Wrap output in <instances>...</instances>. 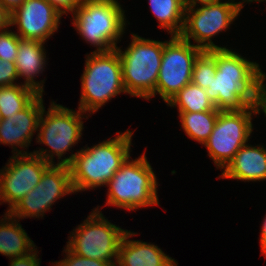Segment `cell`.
Instances as JSON below:
<instances>
[{"mask_svg": "<svg viewBox=\"0 0 266 266\" xmlns=\"http://www.w3.org/2000/svg\"><path fill=\"white\" fill-rule=\"evenodd\" d=\"M216 74L208 88V98L220 111L259 106L264 95L266 74L256 62L232 49H215Z\"/></svg>", "mask_w": 266, "mask_h": 266, "instance_id": "obj_1", "label": "cell"}, {"mask_svg": "<svg viewBox=\"0 0 266 266\" xmlns=\"http://www.w3.org/2000/svg\"><path fill=\"white\" fill-rule=\"evenodd\" d=\"M132 136L130 130L118 132L113 139L64 157L63 165L70 168L74 193L106 186L130 156Z\"/></svg>", "mask_w": 266, "mask_h": 266, "instance_id": "obj_2", "label": "cell"}, {"mask_svg": "<svg viewBox=\"0 0 266 266\" xmlns=\"http://www.w3.org/2000/svg\"><path fill=\"white\" fill-rule=\"evenodd\" d=\"M132 42L126 50L116 47L122 68V81L132 97L149 101L156 96V84L161 66L164 42L145 39L132 34Z\"/></svg>", "mask_w": 266, "mask_h": 266, "instance_id": "obj_3", "label": "cell"}, {"mask_svg": "<svg viewBox=\"0 0 266 266\" xmlns=\"http://www.w3.org/2000/svg\"><path fill=\"white\" fill-rule=\"evenodd\" d=\"M152 169L145 152L135 160L129 156L106 185V205L129 211L159 205L158 182Z\"/></svg>", "mask_w": 266, "mask_h": 266, "instance_id": "obj_4", "label": "cell"}, {"mask_svg": "<svg viewBox=\"0 0 266 266\" xmlns=\"http://www.w3.org/2000/svg\"><path fill=\"white\" fill-rule=\"evenodd\" d=\"M124 13L118 0H82L72 24L83 40L96 47L95 52H105L116 49L125 33Z\"/></svg>", "mask_w": 266, "mask_h": 266, "instance_id": "obj_5", "label": "cell"}, {"mask_svg": "<svg viewBox=\"0 0 266 266\" xmlns=\"http://www.w3.org/2000/svg\"><path fill=\"white\" fill-rule=\"evenodd\" d=\"M79 109L94 114L111 98L127 93L122 81V68L117 49L90 52L81 76Z\"/></svg>", "mask_w": 266, "mask_h": 266, "instance_id": "obj_6", "label": "cell"}, {"mask_svg": "<svg viewBox=\"0 0 266 266\" xmlns=\"http://www.w3.org/2000/svg\"><path fill=\"white\" fill-rule=\"evenodd\" d=\"M84 114L86 113L79 108L78 111H73L52 101L48 111L45 112V107L43 108L36 138L37 143L49 146L50 150L41 148L32 153L50 165H56L53 161L56 155L61 159L57 165H63V154L65 155L82 137V119L86 117Z\"/></svg>", "mask_w": 266, "mask_h": 266, "instance_id": "obj_7", "label": "cell"}, {"mask_svg": "<svg viewBox=\"0 0 266 266\" xmlns=\"http://www.w3.org/2000/svg\"><path fill=\"white\" fill-rule=\"evenodd\" d=\"M99 210L98 206L82 224L73 229L66 246L79 256L116 266L119 245L127 230L108 221Z\"/></svg>", "mask_w": 266, "mask_h": 266, "instance_id": "obj_8", "label": "cell"}, {"mask_svg": "<svg viewBox=\"0 0 266 266\" xmlns=\"http://www.w3.org/2000/svg\"><path fill=\"white\" fill-rule=\"evenodd\" d=\"M243 5V1L221 2L217 0L201 4L199 8L188 7L185 9L184 28L180 36L189 42L193 39L194 43L196 42L194 45L205 51L225 49V46L215 45L212 38L223 30L229 29L244 7Z\"/></svg>", "mask_w": 266, "mask_h": 266, "instance_id": "obj_9", "label": "cell"}, {"mask_svg": "<svg viewBox=\"0 0 266 266\" xmlns=\"http://www.w3.org/2000/svg\"><path fill=\"white\" fill-rule=\"evenodd\" d=\"M259 113V106L219 112L213 131L203 144L217 169L223 170L238 150L248 143L254 128L252 115Z\"/></svg>", "mask_w": 266, "mask_h": 266, "instance_id": "obj_10", "label": "cell"}, {"mask_svg": "<svg viewBox=\"0 0 266 266\" xmlns=\"http://www.w3.org/2000/svg\"><path fill=\"white\" fill-rule=\"evenodd\" d=\"M202 51L181 36H171V39L164 43L156 94L158 93L165 103L192 82L194 61Z\"/></svg>", "mask_w": 266, "mask_h": 266, "instance_id": "obj_11", "label": "cell"}, {"mask_svg": "<svg viewBox=\"0 0 266 266\" xmlns=\"http://www.w3.org/2000/svg\"><path fill=\"white\" fill-rule=\"evenodd\" d=\"M74 193L71 171L67 165H51L40 182L30 190L8 213L18 219L41 218L52 205L66 194Z\"/></svg>", "mask_w": 266, "mask_h": 266, "instance_id": "obj_12", "label": "cell"}, {"mask_svg": "<svg viewBox=\"0 0 266 266\" xmlns=\"http://www.w3.org/2000/svg\"><path fill=\"white\" fill-rule=\"evenodd\" d=\"M50 166L32 152L11 156L0 170V201L8 203L7 212L37 186Z\"/></svg>", "mask_w": 266, "mask_h": 266, "instance_id": "obj_13", "label": "cell"}, {"mask_svg": "<svg viewBox=\"0 0 266 266\" xmlns=\"http://www.w3.org/2000/svg\"><path fill=\"white\" fill-rule=\"evenodd\" d=\"M62 14L46 0H25L10 14V25L21 39L39 40L45 43L57 32Z\"/></svg>", "mask_w": 266, "mask_h": 266, "instance_id": "obj_14", "label": "cell"}, {"mask_svg": "<svg viewBox=\"0 0 266 266\" xmlns=\"http://www.w3.org/2000/svg\"><path fill=\"white\" fill-rule=\"evenodd\" d=\"M43 104V94H39L26 108L0 122V143L11 145L13 155L28 153L17 148H27L31 144L34 133L38 131Z\"/></svg>", "mask_w": 266, "mask_h": 266, "instance_id": "obj_15", "label": "cell"}, {"mask_svg": "<svg viewBox=\"0 0 266 266\" xmlns=\"http://www.w3.org/2000/svg\"><path fill=\"white\" fill-rule=\"evenodd\" d=\"M219 176L241 181L266 180V148L244 144Z\"/></svg>", "mask_w": 266, "mask_h": 266, "instance_id": "obj_16", "label": "cell"}, {"mask_svg": "<svg viewBox=\"0 0 266 266\" xmlns=\"http://www.w3.org/2000/svg\"><path fill=\"white\" fill-rule=\"evenodd\" d=\"M136 232L126 231L119 245L116 266H177L176 260L166 255L157 245L129 240Z\"/></svg>", "mask_w": 266, "mask_h": 266, "instance_id": "obj_17", "label": "cell"}, {"mask_svg": "<svg viewBox=\"0 0 266 266\" xmlns=\"http://www.w3.org/2000/svg\"><path fill=\"white\" fill-rule=\"evenodd\" d=\"M44 44V42L39 40L20 38L15 61L19 78L24 77L25 79L23 84L34 89L38 94H43L44 92V80L37 82L34 79L40 73H43L45 64H47Z\"/></svg>", "mask_w": 266, "mask_h": 266, "instance_id": "obj_18", "label": "cell"}, {"mask_svg": "<svg viewBox=\"0 0 266 266\" xmlns=\"http://www.w3.org/2000/svg\"><path fill=\"white\" fill-rule=\"evenodd\" d=\"M17 221L20 220L8 212L0 220V254L10 259L28 255L36 249L34 242Z\"/></svg>", "mask_w": 266, "mask_h": 266, "instance_id": "obj_19", "label": "cell"}, {"mask_svg": "<svg viewBox=\"0 0 266 266\" xmlns=\"http://www.w3.org/2000/svg\"><path fill=\"white\" fill-rule=\"evenodd\" d=\"M151 13L171 36H180L184 28L185 5L183 0H149Z\"/></svg>", "mask_w": 266, "mask_h": 266, "instance_id": "obj_20", "label": "cell"}, {"mask_svg": "<svg viewBox=\"0 0 266 266\" xmlns=\"http://www.w3.org/2000/svg\"><path fill=\"white\" fill-rule=\"evenodd\" d=\"M220 110L179 112L181 125L187 136L204 144L213 131Z\"/></svg>", "mask_w": 266, "mask_h": 266, "instance_id": "obj_21", "label": "cell"}, {"mask_svg": "<svg viewBox=\"0 0 266 266\" xmlns=\"http://www.w3.org/2000/svg\"><path fill=\"white\" fill-rule=\"evenodd\" d=\"M166 104L170 107H178L179 112L218 110L208 98L205 89L192 82L184 86Z\"/></svg>", "mask_w": 266, "mask_h": 266, "instance_id": "obj_22", "label": "cell"}, {"mask_svg": "<svg viewBox=\"0 0 266 266\" xmlns=\"http://www.w3.org/2000/svg\"><path fill=\"white\" fill-rule=\"evenodd\" d=\"M39 94L24 84L0 87V111L2 119L26 108Z\"/></svg>", "mask_w": 266, "mask_h": 266, "instance_id": "obj_23", "label": "cell"}, {"mask_svg": "<svg viewBox=\"0 0 266 266\" xmlns=\"http://www.w3.org/2000/svg\"><path fill=\"white\" fill-rule=\"evenodd\" d=\"M215 74V49L203 50L194 61L192 83L206 89L209 87Z\"/></svg>", "mask_w": 266, "mask_h": 266, "instance_id": "obj_24", "label": "cell"}, {"mask_svg": "<svg viewBox=\"0 0 266 266\" xmlns=\"http://www.w3.org/2000/svg\"><path fill=\"white\" fill-rule=\"evenodd\" d=\"M20 37L12 30L0 31V58L3 61L15 62Z\"/></svg>", "mask_w": 266, "mask_h": 266, "instance_id": "obj_25", "label": "cell"}, {"mask_svg": "<svg viewBox=\"0 0 266 266\" xmlns=\"http://www.w3.org/2000/svg\"><path fill=\"white\" fill-rule=\"evenodd\" d=\"M63 251L66 253V258L56 261L53 266H113L110 262L103 260H96L91 258H85L73 253L67 246Z\"/></svg>", "mask_w": 266, "mask_h": 266, "instance_id": "obj_26", "label": "cell"}, {"mask_svg": "<svg viewBox=\"0 0 266 266\" xmlns=\"http://www.w3.org/2000/svg\"><path fill=\"white\" fill-rule=\"evenodd\" d=\"M18 78L15 62L3 61L0 58V87L16 85Z\"/></svg>", "mask_w": 266, "mask_h": 266, "instance_id": "obj_27", "label": "cell"}, {"mask_svg": "<svg viewBox=\"0 0 266 266\" xmlns=\"http://www.w3.org/2000/svg\"><path fill=\"white\" fill-rule=\"evenodd\" d=\"M54 6L62 15L74 11L80 6L82 0H46Z\"/></svg>", "mask_w": 266, "mask_h": 266, "instance_id": "obj_28", "label": "cell"}, {"mask_svg": "<svg viewBox=\"0 0 266 266\" xmlns=\"http://www.w3.org/2000/svg\"><path fill=\"white\" fill-rule=\"evenodd\" d=\"M39 253L37 251V248L30 254L22 256V257H16L10 260V266H40V258L38 259Z\"/></svg>", "mask_w": 266, "mask_h": 266, "instance_id": "obj_29", "label": "cell"}, {"mask_svg": "<svg viewBox=\"0 0 266 266\" xmlns=\"http://www.w3.org/2000/svg\"><path fill=\"white\" fill-rule=\"evenodd\" d=\"M10 12L0 2V31L9 28Z\"/></svg>", "mask_w": 266, "mask_h": 266, "instance_id": "obj_30", "label": "cell"}, {"mask_svg": "<svg viewBox=\"0 0 266 266\" xmlns=\"http://www.w3.org/2000/svg\"><path fill=\"white\" fill-rule=\"evenodd\" d=\"M25 0H0L1 4L12 13L16 8L20 7Z\"/></svg>", "mask_w": 266, "mask_h": 266, "instance_id": "obj_31", "label": "cell"}, {"mask_svg": "<svg viewBox=\"0 0 266 266\" xmlns=\"http://www.w3.org/2000/svg\"><path fill=\"white\" fill-rule=\"evenodd\" d=\"M260 236L261 253L266 257V216L263 220Z\"/></svg>", "mask_w": 266, "mask_h": 266, "instance_id": "obj_32", "label": "cell"}, {"mask_svg": "<svg viewBox=\"0 0 266 266\" xmlns=\"http://www.w3.org/2000/svg\"><path fill=\"white\" fill-rule=\"evenodd\" d=\"M217 0H183V3L186 8L191 7V6H199L198 4H207L209 2H214ZM198 3V4H197Z\"/></svg>", "mask_w": 266, "mask_h": 266, "instance_id": "obj_33", "label": "cell"}, {"mask_svg": "<svg viewBox=\"0 0 266 266\" xmlns=\"http://www.w3.org/2000/svg\"><path fill=\"white\" fill-rule=\"evenodd\" d=\"M263 112L266 116V96L263 95L261 102L259 103V112Z\"/></svg>", "mask_w": 266, "mask_h": 266, "instance_id": "obj_34", "label": "cell"}, {"mask_svg": "<svg viewBox=\"0 0 266 266\" xmlns=\"http://www.w3.org/2000/svg\"><path fill=\"white\" fill-rule=\"evenodd\" d=\"M242 1H243V3H244V2H245V3H246V2H247V3H248V2L251 3V2H253V1H254V2H261L262 0H242Z\"/></svg>", "mask_w": 266, "mask_h": 266, "instance_id": "obj_35", "label": "cell"}, {"mask_svg": "<svg viewBox=\"0 0 266 266\" xmlns=\"http://www.w3.org/2000/svg\"><path fill=\"white\" fill-rule=\"evenodd\" d=\"M264 95L266 96V82L264 83Z\"/></svg>", "mask_w": 266, "mask_h": 266, "instance_id": "obj_36", "label": "cell"}, {"mask_svg": "<svg viewBox=\"0 0 266 266\" xmlns=\"http://www.w3.org/2000/svg\"><path fill=\"white\" fill-rule=\"evenodd\" d=\"M2 121V115H1V111H0V122Z\"/></svg>", "mask_w": 266, "mask_h": 266, "instance_id": "obj_37", "label": "cell"}]
</instances>
